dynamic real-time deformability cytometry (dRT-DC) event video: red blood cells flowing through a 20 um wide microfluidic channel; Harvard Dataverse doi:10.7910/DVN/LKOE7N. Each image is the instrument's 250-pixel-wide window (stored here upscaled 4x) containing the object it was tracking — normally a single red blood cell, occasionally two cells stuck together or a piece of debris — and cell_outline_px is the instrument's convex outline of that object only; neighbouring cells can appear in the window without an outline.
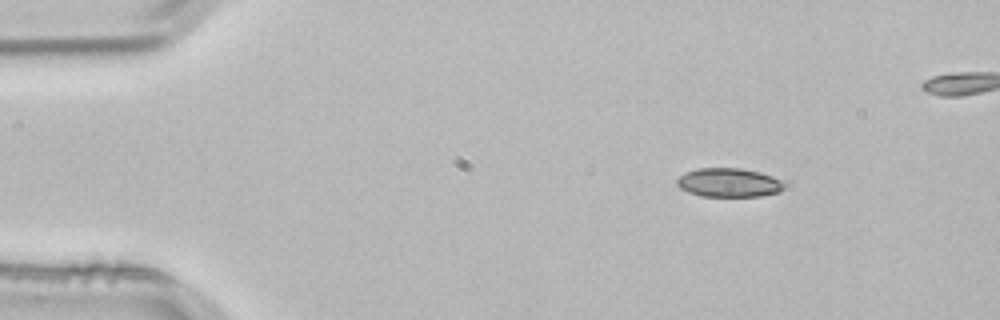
{"species": "common noctule bat (a hibernating species)", "species_latin": "Nyctalus noctula", "temperature_condition": "room temperature", "stored_images_in_passage": 3, "camera_frame_rate_fps": 3000, "um_per_image_px": 0.085, "animal": {"sex": "male", "body_mass_g": 21.5, "forearm_length_mm": 52.0}, "frame": {"image": 1, "passage_image": 1, "time_ms": 0.0, "image_size_px": [1000, 320], "cell_outline_px": [[792, 184], [788, 188], [780, 192], [760, 196], [700, 196], [688, 192], [680, 188], [676, 184], [676, 180], [684, 172], [700, 168], [740, 168], [760, 172], [772, 176]], "centroid_in_image_um": [62.04, 15.52], "position_along_channel_um": 23.0, "area_um2": 18.5}}